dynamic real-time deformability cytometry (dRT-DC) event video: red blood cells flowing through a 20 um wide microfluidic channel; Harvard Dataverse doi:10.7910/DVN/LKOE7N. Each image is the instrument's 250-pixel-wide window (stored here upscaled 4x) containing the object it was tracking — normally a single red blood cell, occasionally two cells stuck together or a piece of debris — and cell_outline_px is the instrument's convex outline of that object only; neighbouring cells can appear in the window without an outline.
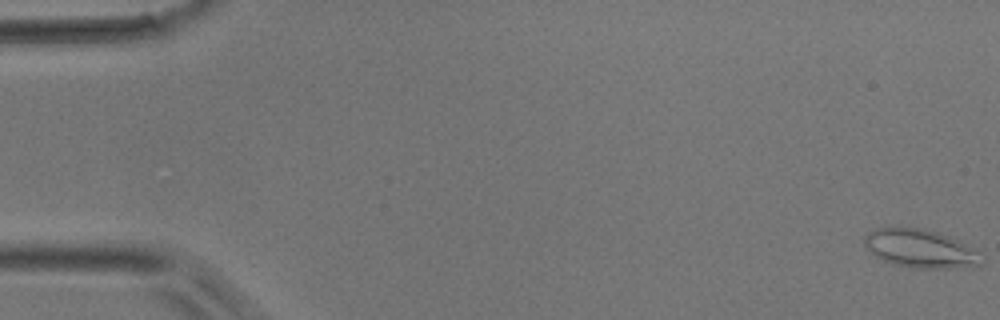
{"species": "common noctule bat (a hibernating species)", "species_latin": "Nyctalus noctula", "temperature_condition": "room temperature", "stored_images_in_passage": 50, "camera_frame_rate_fps": 3000, "um_per_image_px": 0.085, "animal": {"sex": "male", "body_mass_g": 17.9}, "frame": {"image": 1, "passage_image": 1, "time_ms": 0.0, "image_size_px": [1000, 320], "cell_outline_px": [[984, 264], [972, 268], [912, 268], [892, 264], [876, 256], [864, 244], [864, 236], [868, 232], [876, 228], [900, 224], [920, 228], [936, 232], [948, 236], [964, 244], [984, 256]], "centroid_in_image_um": [78.23, 21.12], "position_along_channel_um": 6.8, "area_um2": 26.76}}
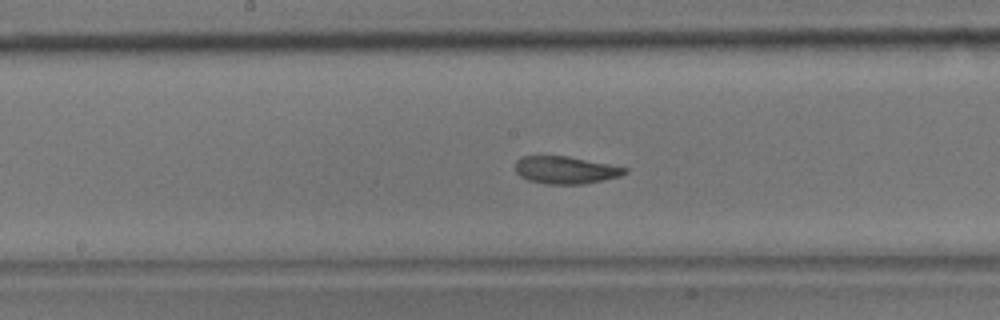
{"frame": {"image": 2, "passage_image": 26, "time_ms": 8.333, "image_size_px": [1000, 320], "cell_outline_px": [[628, 172], [620, 176], [604, 180], [584, 184], [544, 184], [528, 180], [520, 176], [516, 172], [516, 160], [524, 156], [568, 156], [628, 168]], "centroid_in_image_um": [48.08, 14.46], "position_along_channel_um": 200.1, "area_um2": 17.51}}
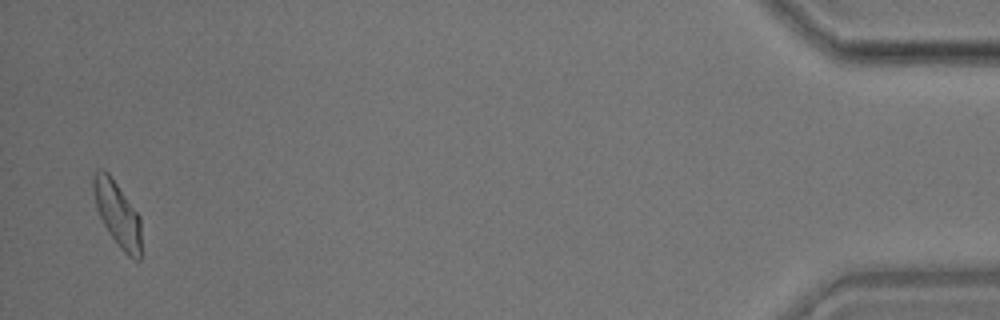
{"frame": {"image": 3, "passage_image": 49, "time_ms": 16.0, "image_size_px": [1000, 320], "cell_outline_px": [[140, 260], [136, 260], [128, 256], [120, 248], [108, 232], [96, 208], [92, 184], [92, 176], [100, 168], [104, 168], [108, 172], [140, 216]], "centroid_in_image_um": [9.96, 18.16], "position_along_channel_um": 425.2, "area_um2": 17.98}}